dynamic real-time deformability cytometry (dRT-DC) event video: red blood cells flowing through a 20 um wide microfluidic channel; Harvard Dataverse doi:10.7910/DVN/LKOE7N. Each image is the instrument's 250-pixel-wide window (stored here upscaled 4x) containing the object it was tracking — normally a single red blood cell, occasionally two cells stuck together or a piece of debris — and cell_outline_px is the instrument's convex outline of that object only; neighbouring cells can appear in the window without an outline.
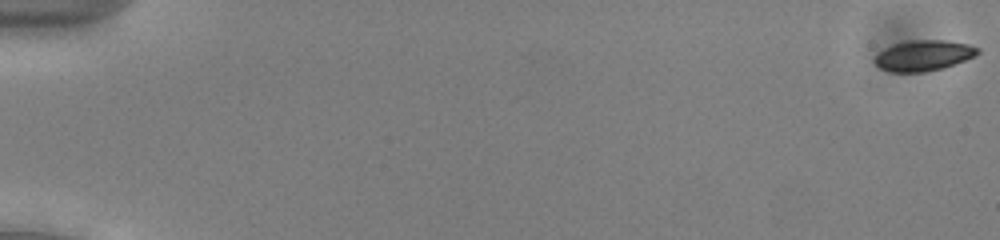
{"species": "common noctule bat (a hibernating species)", "species_latin": "Nyctalus noctula", "temperature_condition": "cold", "stored_images_in_passage": 27, "camera_frame_rate_fps": 3000, "um_per_image_px": 0.085, "animal": {"sex": "male", "body_mass_g": 13.0, "forearm_length_mm": 53.1}, "frame": {"image": 1, "passage_image": 1, "time_ms": 0.0, "image_size_px": [1000, 240], "cell_outline_px": [[980, 52], [964, 60], [940, 68], [924, 72], [892, 72], [880, 68], [872, 60], [880, 52], [896, 44], [912, 40], [944, 40], [968, 44], [980, 48]], "centroid_in_image_um": [78.5, 4.72], "position_along_channel_um": 6.5, "area_um2": 17.92}}
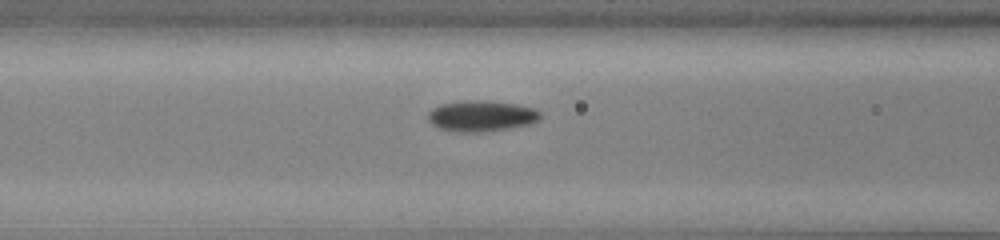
{"frame": {"image": 2, "passage_image": 24, "time_ms": 7.667, "image_size_px": [1000, 240], "cell_outline_px": [[540, 116], [536, 120], [528, 124], [504, 128], [476, 132], [460, 132], [440, 128], [432, 124], [428, 120], [428, 112], [432, 108], [440, 104], [472, 100], [484, 100], [512, 104], [536, 108], [540, 112]], "centroid_in_image_um": [40.86, 9.84], "position_along_channel_um": 125.7, "area_um2": 19.71}}
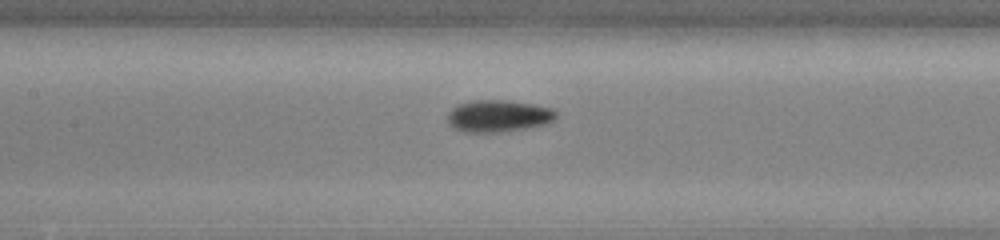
{"frame": {"image": 3, "passage_image": 27, "time_ms": 8.667, "image_size_px": [1000, 240], "cell_outline_px": [[556, 116], [552, 120], [544, 124], [524, 128], [500, 132], [464, 132], [448, 124], [448, 112], [452, 108], [460, 104], [472, 100], [508, 100], [532, 104], [552, 108], [556, 112]], "centroid_in_image_um": [42.33, 9.85], "position_along_channel_um": 165.1, "area_um2": 20.0}}